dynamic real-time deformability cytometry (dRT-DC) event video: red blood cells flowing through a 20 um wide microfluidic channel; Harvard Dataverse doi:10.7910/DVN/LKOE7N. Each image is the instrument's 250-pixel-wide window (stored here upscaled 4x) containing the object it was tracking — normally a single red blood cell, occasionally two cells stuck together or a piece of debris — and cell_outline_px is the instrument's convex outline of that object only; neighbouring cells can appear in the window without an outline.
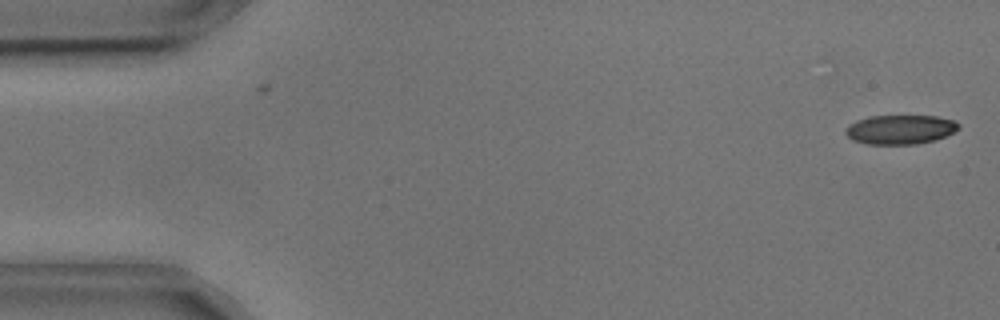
{"species": "common noctule bat (a hibernating species)", "species_latin": "Nyctalus noctula", "temperature_condition": "cold", "stored_images_in_passage": 55, "camera_frame_rate_fps": 3000, "um_per_image_px": 0.085, "animal": {"sex": "male", "body_mass_g": 17.9, "forearm_length_mm": 54.2}, "frame": {"image": 1, "passage_image": 2, "time_ms": 0.333, "image_size_px": [1000, 320], "cell_outline_px": [[960, 128], [936, 140], [916, 144], [868, 144], [852, 140], [844, 132], [848, 124], [856, 120], [868, 116], [936, 116], [956, 120], [960, 124]], "centroid_in_image_um": [76.52, 11.0], "position_along_channel_um": 8.5, "area_um2": 19.42}}
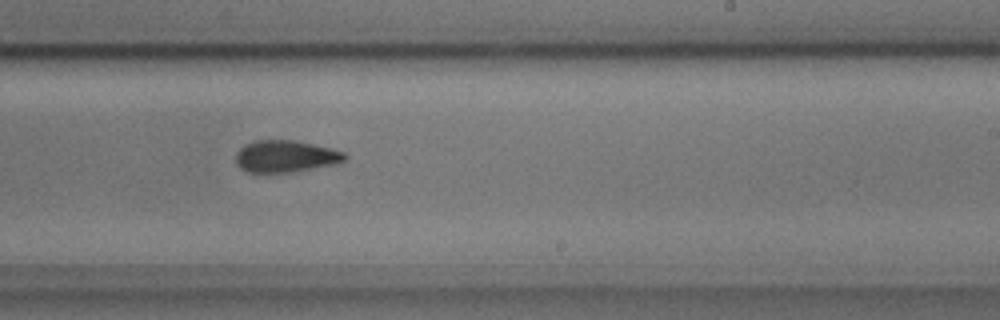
{"frame": {"image": 2, "passage_image": 33, "time_ms": 10.667, "image_size_px": [1000, 320], "cell_outline_px": [[348, 156], [344, 160], [332, 164], [292, 172], [248, 172], [240, 168], [236, 164], [236, 152], [244, 144], [256, 140], [292, 140], [332, 148], [344, 152]], "centroid_in_image_um": [24.23, 13.28], "position_along_channel_um": 264.8, "area_um2": 20.11}}
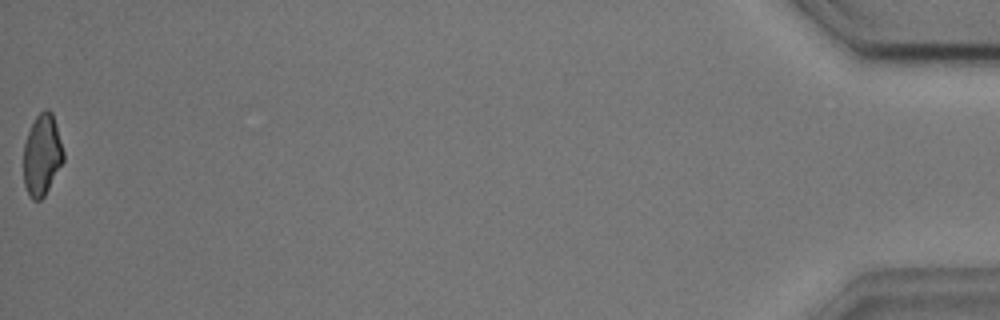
{"frame": {"image": 3, "passage_image": 55, "time_ms": 18.0, "image_size_px": [1000, 320], "cell_outline_px": [[64, 160], [44, 196], [40, 200], [32, 200], [28, 196], [24, 184], [24, 144], [28, 132], [36, 116], [44, 108], [48, 108], [52, 112], [56, 124], [64, 152]], "centroid_in_image_um": [3.57, 13.17], "position_along_channel_um": 431.6, "area_um2": 18.9}, "authors_computed_cell_mechanics": {"area_um2": 20.4612, "velocity_mm_per_s": 3.6503, "shape_relaxation_time_tau1_ms": 6.022, "shape_relaxation_time_tau2_ms": 1.9514, "deformation_change_tau1": 0.1314, "deformation_change_tau2": 0.07}}